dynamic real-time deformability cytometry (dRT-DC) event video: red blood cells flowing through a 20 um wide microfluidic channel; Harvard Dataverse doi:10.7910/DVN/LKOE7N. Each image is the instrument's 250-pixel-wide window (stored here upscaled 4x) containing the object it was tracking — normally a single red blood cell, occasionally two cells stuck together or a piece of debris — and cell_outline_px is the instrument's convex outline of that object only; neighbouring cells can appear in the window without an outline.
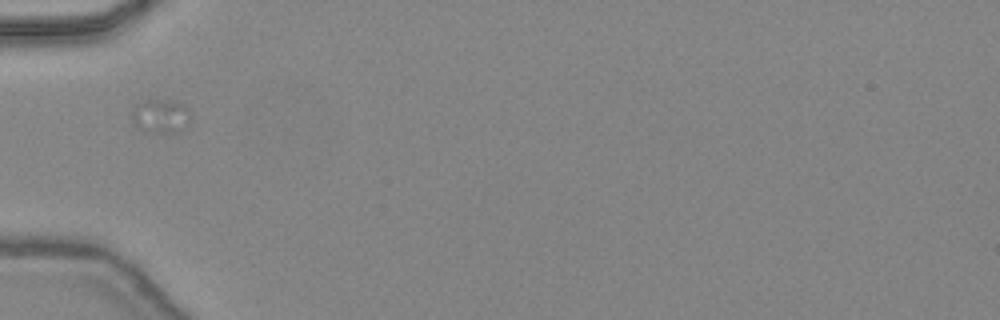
{"species": "common noctule bat (a hibernating species)", "species_latin": "Nyctalus noctula", "temperature_condition": "warm", "stored_images_in_passage": 22, "camera_frame_rate_fps": 3000, "um_per_image_px": 0.085, "animal": {"sex": "female", "body_mass_g": 24.6, "forearm_length_mm": 56.2}, "frame": {"image": 1, "passage_image": 1, "time_ms": 0.0, "image_size_px": [1000, 320], "cell_outline_px": [[188, 120], [184, 128], [180, 132], [152, 132], [140, 128], [132, 120], [132, 108], [140, 100], [172, 100], [184, 104], [188, 112]], "centroid_in_image_um": [13.62, 9.84], "position_along_channel_um": 71.4, "area_um2": 11.39}}
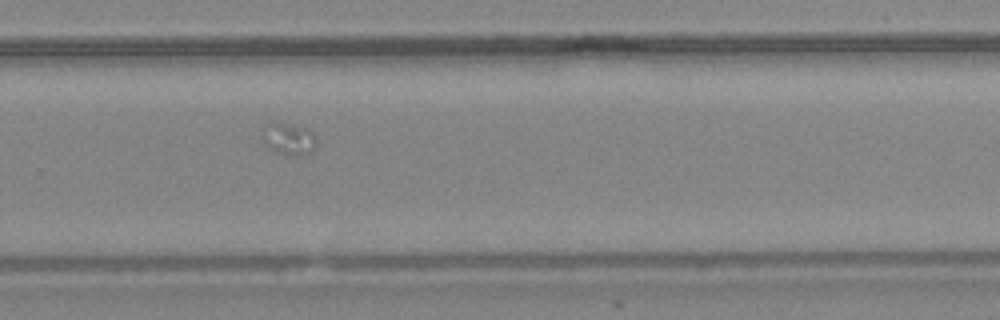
{"frame": {"image": 2, "passage_image": 19, "time_ms": 6.0, "image_size_px": [1000, 320], "cell_outline_px": [[316, 144], [312, 152], [296, 156], [292, 156], [276, 152], [268, 148], [264, 144], [260, 136], [272, 120], [280, 120], [308, 128], [316, 136]], "centroid_in_image_um": [24.53, 11.77], "position_along_channel_um": 305.3, "area_um2": 10.58}}